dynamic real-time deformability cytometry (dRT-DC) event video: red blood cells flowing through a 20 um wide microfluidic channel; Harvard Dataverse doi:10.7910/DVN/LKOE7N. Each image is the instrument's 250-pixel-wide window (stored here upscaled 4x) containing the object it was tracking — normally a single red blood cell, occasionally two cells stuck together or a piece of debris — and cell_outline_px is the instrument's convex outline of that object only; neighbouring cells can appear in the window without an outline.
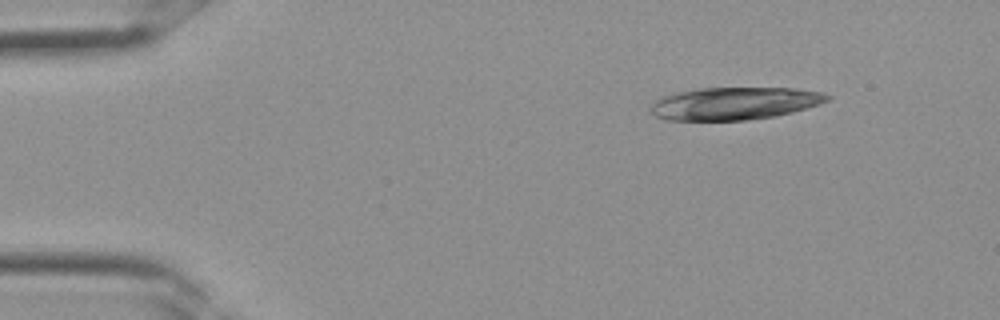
{"species": "Egyptian fruit bat (a non-hibernating species)", "species_latin": "Rousettus aegyptiacus", "temperature_condition": "room temperature", "stored_images_in_passage": 11, "camera_frame_rate_fps": 3000, "um_per_image_px": 0.085, "frame": {"image": 1, "passage_image": 1, "time_ms": 0.0, "image_size_px": [1000, 320], "cell_outline_px": [[832, 96], [828, 100], [820, 104], [792, 112], [776, 116], [748, 120], [664, 120], [656, 116], [652, 112], [652, 104], [660, 96], [676, 92], [700, 88], [796, 88], [820, 92]], "centroid_in_image_um": [62.43, 8.79], "position_along_channel_um": 22.6, "area_um2": 33.52}}